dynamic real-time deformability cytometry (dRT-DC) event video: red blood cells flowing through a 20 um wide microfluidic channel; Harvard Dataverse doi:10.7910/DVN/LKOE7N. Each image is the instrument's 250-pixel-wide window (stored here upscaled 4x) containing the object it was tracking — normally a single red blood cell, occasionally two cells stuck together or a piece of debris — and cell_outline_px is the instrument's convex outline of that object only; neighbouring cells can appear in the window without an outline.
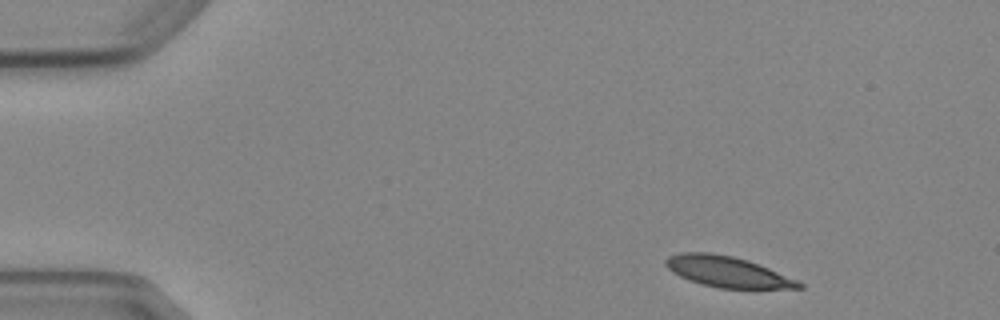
{"species": "Egyptian fruit bat (a non-hibernating species)", "species_latin": "Rousettus aegyptiacus", "temperature_condition": "cold", "stored_images_in_passage": 4, "camera_frame_rate_fps": 3000, "um_per_image_px": 0.085, "animal": {"sex": "female"}, "frame": {"image": 1, "passage_image": 1, "time_ms": 0.0, "image_size_px": [1000, 320], "cell_outline_px": [[804, 288], [720, 288], [700, 284], [680, 276], [672, 272], [664, 264], [664, 260], [668, 256], [680, 252], [712, 252], [732, 256], [748, 260], [768, 268], [796, 280], [804, 284]], "centroid_in_image_um": [61.77, 23.08], "position_along_channel_um": 23.2, "area_um2": 23.76}}
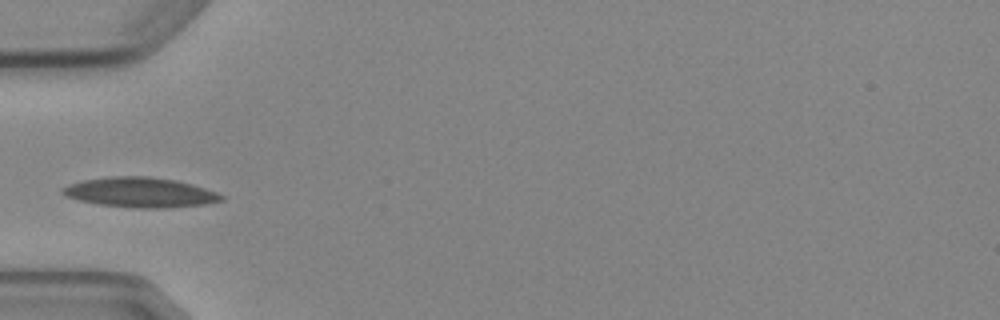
{"frame": {"image": 2, "passage_image": 4, "time_ms": 3.667, "image_size_px": [1000, 320], "cell_outline_px": [[224, 200], [208, 204], [164, 208], [136, 208], [100, 204], [80, 200], [64, 196], [60, 192], [60, 188], [68, 184], [80, 180], [108, 176], [148, 176], [176, 180], [192, 184], [216, 192], [224, 196]], "centroid_in_image_um": [11.89, 16.34], "position_along_channel_um": 73.1, "area_um2": 27.92}}